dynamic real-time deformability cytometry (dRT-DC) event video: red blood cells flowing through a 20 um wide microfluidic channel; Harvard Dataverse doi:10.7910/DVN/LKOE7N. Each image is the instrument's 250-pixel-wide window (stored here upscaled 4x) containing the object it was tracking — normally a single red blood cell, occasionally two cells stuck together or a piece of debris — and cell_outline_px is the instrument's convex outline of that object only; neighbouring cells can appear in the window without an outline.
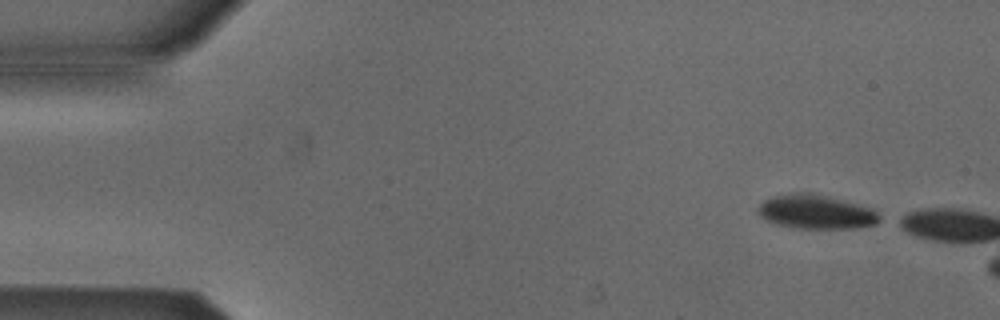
{"species": "Egyptian fruit bat (a non-hibernating species)", "species_latin": "Rousettus aegyptiacus", "temperature_condition": "cold", "stored_images_in_passage": 6, "camera_frame_rate_fps": 3000, "um_per_image_px": 0.085, "animal": {"sex": "male"}, "frame": {"image": 1, "passage_image": 1, "time_ms": 0.0, "image_size_px": [1000, 320], "cell_outline_px": [[884, 220], [876, 224], [856, 228], [800, 228], [780, 224], [768, 220], [760, 216], [756, 208], [764, 200], [772, 196], [792, 192], [812, 192], [876, 208]], "centroid_in_image_um": [69.45, 17.99], "position_along_channel_um": 15.6, "area_um2": 24.51}}